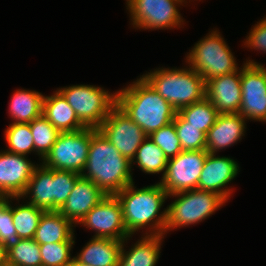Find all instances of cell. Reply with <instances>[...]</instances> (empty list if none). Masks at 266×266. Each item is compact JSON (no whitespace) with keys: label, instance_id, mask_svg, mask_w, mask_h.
I'll use <instances>...</instances> for the list:
<instances>
[{"label":"cell","instance_id":"19","mask_svg":"<svg viewBox=\"0 0 266 266\" xmlns=\"http://www.w3.org/2000/svg\"><path fill=\"white\" fill-rule=\"evenodd\" d=\"M42 115L60 132H75L86 128L59 90L51 96H44Z\"/></svg>","mask_w":266,"mask_h":266},{"label":"cell","instance_id":"1","mask_svg":"<svg viewBox=\"0 0 266 266\" xmlns=\"http://www.w3.org/2000/svg\"><path fill=\"white\" fill-rule=\"evenodd\" d=\"M134 182L116 193L122 207L123 221L130 235L147 225L146 235H165L167 208L164 206L169 194L156 183L151 186L135 189Z\"/></svg>","mask_w":266,"mask_h":266},{"label":"cell","instance_id":"32","mask_svg":"<svg viewBox=\"0 0 266 266\" xmlns=\"http://www.w3.org/2000/svg\"><path fill=\"white\" fill-rule=\"evenodd\" d=\"M74 244V239H68L65 242L39 245L42 266H67L73 259L70 252Z\"/></svg>","mask_w":266,"mask_h":266},{"label":"cell","instance_id":"20","mask_svg":"<svg viewBox=\"0 0 266 266\" xmlns=\"http://www.w3.org/2000/svg\"><path fill=\"white\" fill-rule=\"evenodd\" d=\"M123 241L93 237L74 258L91 266H118Z\"/></svg>","mask_w":266,"mask_h":266},{"label":"cell","instance_id":"9","mask_svg":"<svg viewBox=\"0 0 266 266\" xmlns=\"http://www.w3.org/2000/svg\"><path fill=\"white\" fill-rule=\"evenodd\" d=\"M134 28L171 29L182 26L184 20L177 6L185 0H126Z\"/></svg>","mask_w":266,"mask_h":266},{"label":"cell","instance_id":"13","mask_svg":"<svg viewBox=\"0 0 266 266\" xmlns=\"http://www.w3.org/2000/svg\"><path fill=\"white\" fill-rule=\"evenodd\" d=\"M80 225L95 231L93 237L124 241L131 236L124 225L122 207L115 195H107L80 221Z\"/></svg>","mask_w":266,"mask_h":266},{"label":"cell","instance_id":"6","mask_svg":"<svg viewBox=\"0 0 266 266\" xmlns=\"http://www.w3.org/2000/svg\"><path fill=\"white\" fill-rule=\"evenodd\" d=\"M189 66L198 72L204 81L238 71V64L220 32L213 30L198 41L186 55Z\"/></svg>","mask_w":266,"mask_h":266},{"label":"cell","instance_id":"36","mask_svg":"<svg viewBox=\"0 0 266 266\" xmlns=\"http://www.w3.org/2000/svg\"><path fill=\"white\" fill-rule=\"evenodd\" d=\"M245 47L266 52V17L257 22L246 36Z\"/></svg>","mask_w":266,"mask_h":266},{"label":"cell","instance_id":"30","mask_svg":"<svg viewBox=\"0 0 266 266\" xmlns=\"http://www.w3.org/2000/svg\"><path fill=\"white\" fill-rule=\"evenodd\" d=\"M7 152L26 156L34 152V141L29 123H11L5 130Z\"/></svg>","mask_w":266,"mask_h":266},{"label":"cell","instance_id":"28","mask_svg":"<svg viewBox=\"0 0 266 266\" xmlns=\"http://www.w3.org/2000/svg\"><path fill=\"white\" fill-rule=\"evenodd\" d=\"M34 141L35 153L43 160L50 152L51 147L56 142L59 134L57 130L43 115L29 123Z\"/></svg>","mask_w":266,"mask_h":266},{"label":"cell","instance_id":"22","mask_svg":"<svg viewBox=\"0 0 266 266\" xmlns=\"http://www.w3.org/2000/svg\"><path fill=\"white\" fill-rule=\"evenodd\" d=\"M73 227L75 225L59 211H44L33 239L39 245L65 242L75 239Z\"/></svg>","mask_w":266,"mask_h":266},{"label":"cell","instance_id":"23","mask_svg":"<svg viewBox=\"0 0 266 266\" xmlns=\"http://www.w3.org/2000/svg\"><path fill=\"white\" fill-rule=\"evenodd\" d=\"M28 195L30 201L27 203L44 211H53V169L43 164L35 168L22 197Z\"/></svg>","mask_w":266,"mask_h":266},{"label":"cell","instance_id":"33","mask_svg":"<svg viewBox=\"0 0 266 266\" xmlns=\"http://www.w3.org/2000/svg\"><path fill=\"white\" fill-rule=\"evenodd\" d=\"M80 176L73 171L53 169V211H59L66 203L76 180Z\"/></svg>","mask_w":266,"mask_h":266},{"label":"cell","instance_id":"15","mask_svg":"<svg viewBox=\"0 0 266 266\" xmlns=\"http://www.w3.org/2000/svg\"><path fill=\"white\" fill-rule=\"evenodd\" d=\"M238 172L239 165L234 159L208 153L198 181V189L215 192L227 201L233 191L227 188V184L231 183Z\"/></svg>","mask_w":266,"mask_h":266},{"label":"cell","instance_id":"11","mask_svg":"<svg viewBox=\"0 0 266 266\" xmlns=\"http://www.w3.org/2000/svg\"><path fill=\"white\" fill-rule=\"evenodd\" d=\"M242 99L239 114L247 120L266 122V68L247 60L241 68Z\"/></svg>","mask_w":266,"mask_h":266},{"label":"cell","instance_id":"25","mask_svg":"<svg viewBox=\"0 0 266 266\" xmlns=\"http://www.w3.org/2000/svg\"><path fill=\"white\" fill-rule=\"evenodd\" d=\"M134 163H137L139 169L147 174H159L163 172V177L166 171L168 158L165 156L164 152L147 137L137 149L131 161V168Z\"/></svg>","mask_w":266,"mask_h":266},{"label":"cell","instance_id":"39","mask_svg":"<svg viewBox=\"0 0 266 266\" xmlns=\"http://www.w3.org/2000/svg\"><path fill=\"white\" fill-rule=\"evenodd\" d=\"M7 197L0 194V206L6 201Z\"/></svg>","mask_w":266,"mask_h":266},{"label":"cell","instance_id":"38","mask_svg":"<svg viewBox=\"0 0 266 266\" xmlns=\"http://www.w3.org/2000/svg\"><path fill=\"white\" fill-rule=\"evenodd\" d=\"M67 266H91V265L83 264L73 257V259L70 261V263Z\"/></svg>","mask_w":266,"mask_h":266},{"label":"cell","instance_id":"4","mask_svg":"<svg viewBox=\"0 0 266 266\" xmlns=\"http://www.w3.org/2000/svg\"><path fill=\"white\" fill-rule=\"evenodd\" d=\"M142 77L177 112L206 97V82L190 66L182 69L158 68Z\"/></svg>","mask_w":266,"mask_h":266},{"label":"cell","instance_id":"27","mask_svg":"<svg viewBox=\"0 0 266 266\" xmlns=\"http://www.w3.org/2000/svg\"><path fill=\"white\" fill-rule=\"evenodd\" d=\"M43 212V209L29 203L17 205L16 207L12 206L14 227L21 239L34 238Z\"/></svg>","mask_w":266,"mask_h":266},{"label":"cell","instance_id":"5","mask_svg":"<svg viewBox=\"0 0 266 266\" xmlns=\"http://www.w3.org/2000/svg\"><path fill=\"white\" fill-rule=\"evenodd\" d=\"M176 197L167 206L165 234L167 231L199 223L211 216L227 201L219 194L211 191L192 189L169 195Z\"/></svg>","mask_w":266,"mask_h":266},{"label":"cell","instance_id":"18","mask_svg":"<svg viewBox=\"0 0 266 266\" xmlns=\"http://www.w3.org/2000/svg\"><path fill=\"white\" fill-rule=\"evenodd\" d=\"M246 119L239 113L219 114L215 124L206 136V151L216 154L225 147H230L242 139L246 129Z\"/></svg>","mask_w":266,"mask_h":266},{"label":"cell","instance_id":"26","mask_svg":"<svg viewBox=\"0 0 266 266\" xmlns=\"http://www.w3.org/2000/svg\"><path fill=\"white\" fill-rule=\"evenodd\" d=\"M177 113L188 125L198 127L206 135L219 115L217 109L206 97L200 102L181 108Z\"/></svg>","mask_w":266,"mask_h":266},{"label":"cell","instance_id":"12","mask_svg":"<svg viewBox=\"0 0 266 266\" xmlns=\"http://www.w3.org/2000/svg\"><path fill=\"white\" fill-rule=\"evenodd\" d=\"M129 161L148 135L116 104L98 128Z\"/></svg>","mask_w":266,"mask_h":266},{"label":"cell","instance_id":"8","mask_svg":"<svg viewBox=\"0 0 266 266\" xmlns=\"http://www.w3.org/2000/svg\"><path fill=\"white\" fill-rule=\"evenodd\" d=\"M92 128L61 132L42 163L49 169L73 171L81 175L86 165Z\"/></svg>","mask_w":266,"mask_h":266},{"label":"cell","instance_id":"29","mask_svg":"<svg viewBox=\"0 0 266 266\" xmlns=\"http://www.w3.org/2000/svg\"><path fill=\"white\" fill-rule=\"evenodd\" d=\"M7 265L42 266L39 244L32 239H21L19 243L7 250Z\"/></svg>","mask_w":266,"mask_h":266},{"label":"cell","instance_id":"37","mask_svg":"<svg viewBox=\"0 0 266 266\" xmlns=\"http://www.w3.org/2000/svg\"><path fill=\"white\" fill-rule=\"evenodd\" d=\"M7 265V250L4 248L3 244L0 243V266Z\"/></svg>","mask_w":266,"mask_h":266},{"label":"cell","instance_id":"14","mask_svg":"<svg viewBox=\"0 0 266 266\" xmlns=\"http://www.w3.org/2000/svg\"><path fill=\"white\" fill-rule=\"evenodd\" d=\"M38 166L26 156L7 151L0 152V194L5 197H21Z\"/></svg>","mask_w":266,"mask_h":266},{"label":"cell","instance_id":"3","mask_svg":"<svg viewBox=\"0 0 266 266\" xmlns=\"http://www.w3.org/2000/svg\"><path fill=\"white\" fill-rule=\"evenodd\" d=\"M116 93L117 105L148 136L172 122L177 113L142 76Z\"/></svg>","mask_w":266,"mask_h":266},{"label":"cell","instance_id":"34","mask_svg":"<svg viewBox=\"0 0 266 266\" xmlns=\"http://www.w3.org/2000/svg\"><path fill=\"white\" fill-rule=\"evenodd\" d=\"M148 137L164 152L168 159L176 157L183 151L173 121L152 132Z\"/></svg>","mask_w":266,"mask_h":266},{"label":"cell","instance_id":"35","mask_svg":"<svg viewBox=\"0 0 266 266\" xmlns=\"http://www.w3.org/2000/svg\"><path fill=\"white\" fill-rule=\"evenodd\" d=\"M18 200L21 197H7L6 201L0 206V243L3 244L6 250L17 245L21 238L17 235L13 217L11 200Z\"/></svg>","mask_w":266,"mask_h":266},{"label":"cell","instance_id":"17","mask_svg":"<svg viewBox=\"0 0 266 266\" xmlns=\"http://www.w3.org/2000/svg\"><path fill=\"white\" fill-rule=\"evenodd\" d=\"M106 196L91 180L80 176L59 212L76 226Z\"/></svg>","mask_w":266,"mask_h":266},{"label":"cell","instance_id":"2","mask_svg":"<svg viewBox=\"0 0 266 266\" xmlns=\"http://www.w3.org/2000/svg\"><path fill=\"white\" fill-rule=\"evenodd\" d=\"M131 170V161L99 129L92 128L88 157L81 177L91 180L105 194L115 195L133 183Z\"/></svg>","mask_w":266,"mask_h":266},{"label":"cell","instance_id":"24","mask_svg":"<svg viewBox=\"0 0 266 266\" xmlns=\"http://www.w3.org/2000/svg\"><path fill=\"white\" fill-rule=\"evenodd\" d=\"M44 95L38 91L18 89L9 103V114L14 123H30L42 115Z\"/></svg>","mask_w":266,"mask_h":266},{"label":"cell","instance_id":"10","mask_svg":"<svg viewBox=\"0 0 266 266\" xmlns=\"http://www.w3.org/2000/svg\"><path fill=\"white\" fill-rule=\"evenodd\" d=\"M207 155L206 150L181 151L176 157L168 159L160 185L169 195L198 189V181Z\"/></svg>","mask_w":266,"mask_h":266},{"label":"cell","instance_id":"21","mask_svg":"<svg viewBox=\"0 0 266 266\" xmlns=\"http://www.w3.org/2000/svg\"><path fill=\"white\" fill-rule=\"evenodd\" d=\"M129 251L124 246L132 235L122 243V249L118 266H155L161 250L164 235H143ZM126 241V242H125Z\"/></svg>","mask_w":266,"mask_h":266},{"label":"cell","instance_id":"31","mask_svg":"<svg viewBox=\"0 0 266 266\" xmlns=\"http://www.w3.org/2000/svg\"><path fill=\"white\" fill-rule=\"evenodd\" d=\"M183 151L206 150V134L188 123L176 113L173 120Z\"/></svg>","mask_w":266,"mask_h":266},{"label":"cell","instance_id":"16","mask_svg":"<svg viewBox=\"0 0 266 266\" xmlns=\"http://www.w3.org/2000/svg\"><path fill=\"white\" fill-rule=\"evenodd\" d=\"M205 93L219 114L238 113L242 99L241 70L207 80Z\"/></svg>","mask_w":266,"mask_h":266},{"label":"cell","instance_id":"7","mask_svg":"<svg viewBox=\"0 0 266 266\" xmlns=\"http://www.w3.org/2000/svg\"><path fill=\"white\" fill-rule=\"evenodd\" d=\"M86 128L98 129L117 104V93L110 94L94 85H72L58 89Z\"/></svg>","mask_w":266,"mask_h":266}]
</instances>
